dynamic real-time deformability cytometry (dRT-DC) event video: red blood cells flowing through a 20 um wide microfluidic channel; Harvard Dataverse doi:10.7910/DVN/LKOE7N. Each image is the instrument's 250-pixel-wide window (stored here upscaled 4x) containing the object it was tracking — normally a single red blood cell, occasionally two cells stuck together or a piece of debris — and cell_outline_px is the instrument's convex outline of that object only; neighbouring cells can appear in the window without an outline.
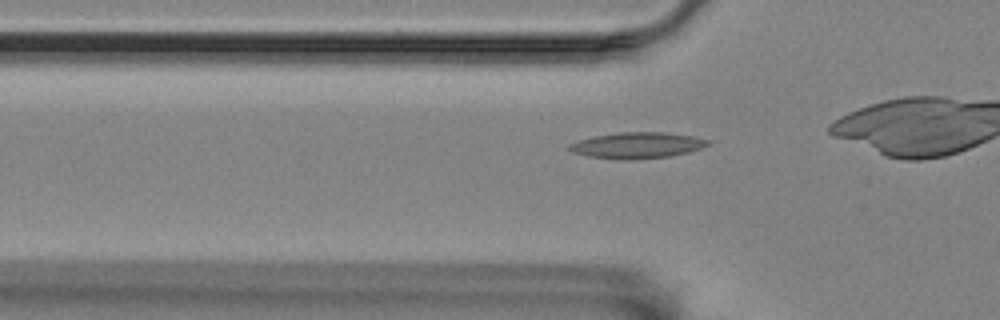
{"species": "Egyptian fruit bat (a non-hibernating species)", "species_latin": "Rousettus aegyptiacus", "temperature_condition": "room temperature", "stored_images_in_passage": 36, "camera_frame_rate_fps": 3000, "um_per_image_px": 0.085, "animal": {"sex": "female"}, "frame": {"image": 1, "passage_image": 10, "time_ms": 3.0, "image_size_px": [1000, 320], "cell_outline_px": [[712, 144], [688, 152], [668, 156], [628, 160], [588, 156], [572, 152], [568, 148], [568, 144], [580, 140], [596, 136], [616, 132], [664, 132], [692, 136], [712, 140]], "centroid_in_image_um": [54.19, 12.34], "position_along_channel_um": 71.6, "area_um2": 20.92}}
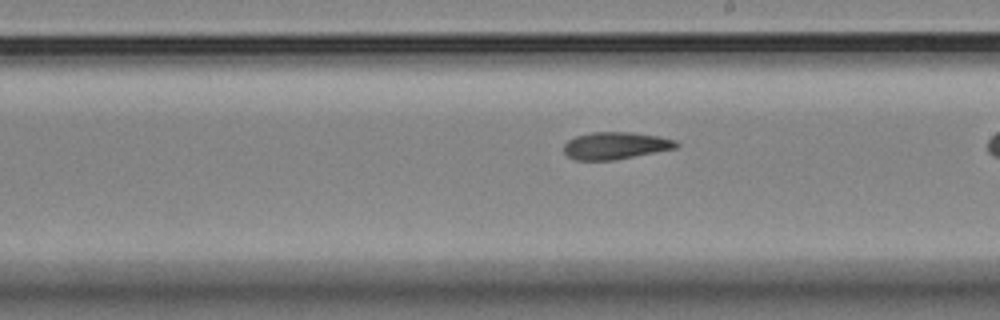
{"frame": {"image": 2, "passage_image": 24, "time_ms": 7.667, "image_size_px": [1000, 320], "cell_outline_px": [[680, 144], [676, 148], [612, 160], [576, 160], [568, 156], [564, 152], [564, 144], [568, 140], [576, 136], [592, 132], [632, 132], [656, 136], [676, 140]], "centroid_in_image_um": [52.3, 12.37], "position_along_channel_um": 236.7, "area_um2": 17.63}}
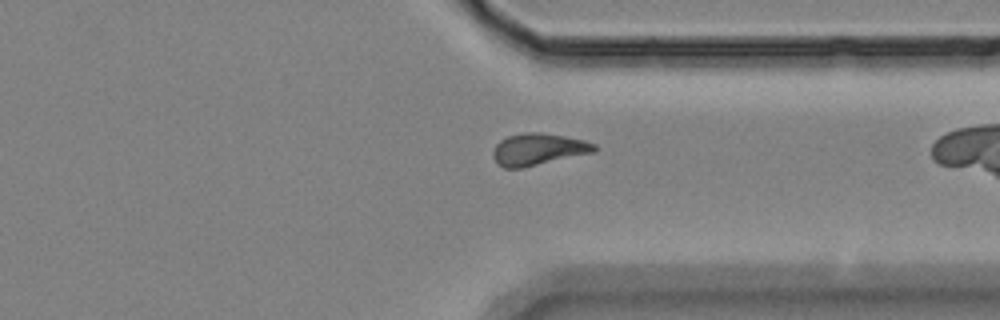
{"frame": {"image": 3, "passage_image": 35, "time_ms": 11.333, "image_size_px": [1000, 320], "cell_outline_px": [[596, 152], [520, 168], [504, 168], [496, 164], [492, 156], [492, 152], [496, 144], [500, 140], [508, 136], [524, 132], [540, 132], [564, 136], [584, 140], [596, 144]], "centroid_in_image_um": [45.73, 12.69], "position_along_channel_um": 365.7, "area_um2": 18.9}}